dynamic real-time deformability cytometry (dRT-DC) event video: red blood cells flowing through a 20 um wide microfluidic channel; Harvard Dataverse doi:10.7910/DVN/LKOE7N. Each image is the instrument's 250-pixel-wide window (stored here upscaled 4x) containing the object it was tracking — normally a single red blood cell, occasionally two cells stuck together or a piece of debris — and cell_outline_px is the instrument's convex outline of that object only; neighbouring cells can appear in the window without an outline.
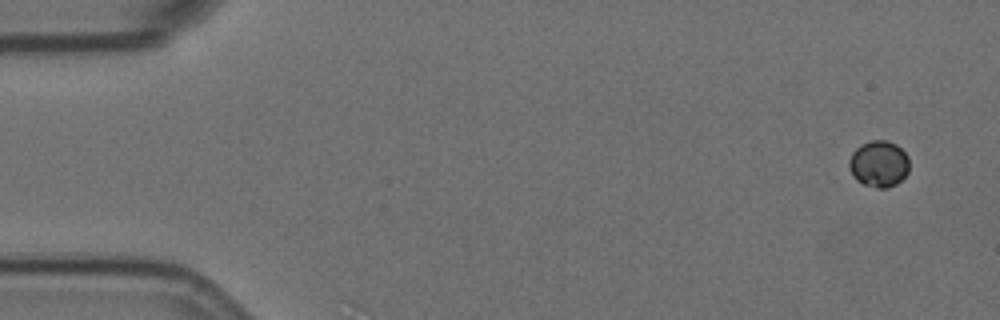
{"species": "Egyptian fruit bat (a non-hibernating species)", "species_latin": "Rousettus aegyptiacus", "temperature_condition": "room temperature", "stored_images_in_passage": 56, "camera_frame_rate_fps": 3000, "um_per_image_px": 0.085, "animal": {"sex": "female"}, "frame": {"image": 1, "passage_image": 1, "time_ms": 0.0, "image_size_px": [1000, 320], "cell_outline_px": [[908, 172], [896, 184], [888, 188], [876, 188], [864, 184], [856, 180], [852, 176], [848, 164], [848, 160], [852, 152], [860, 144], [872, 140], [888, 140], [896, 144], [908, 156]], "centroid_in_image_um": [74.67, 13.92], "position_along_channel_um": 10.3, "area_um2": 16.42}}
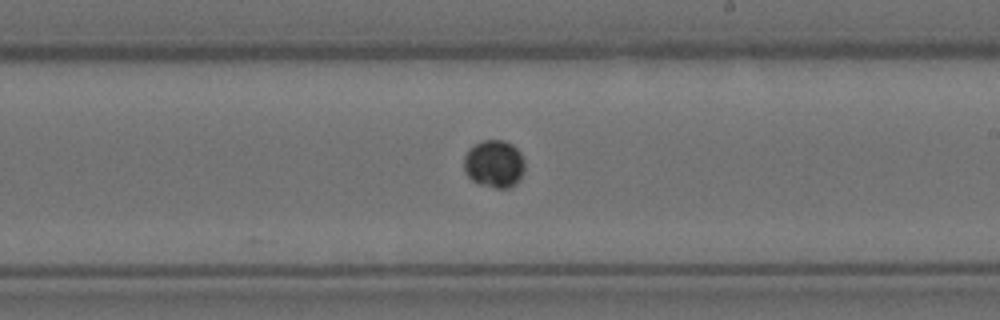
{"frame": {"image": 2, "passage_image": 32, "time_ms": 10.333, "image_size_px": [1000, 320], "cell_outline_px": [[524, 172], [520, 180], [516, 184], [508, 188], [496, 188], [480, 184], [472, 180], [464, 172], [464, 156], [468, 148], [484, 140], [504, 140], [512, 144], [520, 152], [524, 160]], "centroid_in_image_um": [42.01, 13.93], "position_along_channel_um": 247.0, "area_um2": 17.05}}
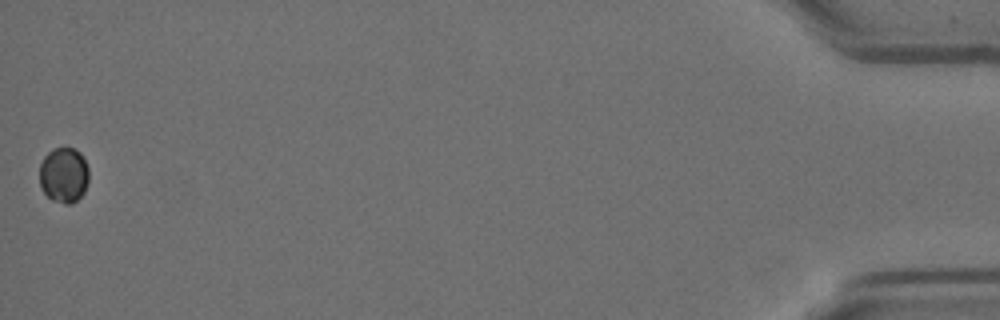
{"frame": {"image": 3, "passage_image": 56, "time_ms": 18.333, "image_size_px": [1000, 320], "cell_outline_px": [[88, 180], [84, 192], [72, 204], [64, 204], [52, 200], [44, 192], [40, 184], [40, 164], [44, 156], [52, 148], [72, 148], [80, 152], [88, 168]], "centroid_in_image_um": [5.41, 14.88], "position_along_channel_um": 429.8, "area_um2": 15.9}, "authors_computed_cell_mechanics": {"area_um2": 16.4152, "velocity_mm_per_s": 3.5001, "shape_relaxation_time_tau1_ms": 0.487, "shape_relaxation_time_tau2_ms": null, "deformation_change_tau1": 0.0139, "deformation_change_tau2": null}}